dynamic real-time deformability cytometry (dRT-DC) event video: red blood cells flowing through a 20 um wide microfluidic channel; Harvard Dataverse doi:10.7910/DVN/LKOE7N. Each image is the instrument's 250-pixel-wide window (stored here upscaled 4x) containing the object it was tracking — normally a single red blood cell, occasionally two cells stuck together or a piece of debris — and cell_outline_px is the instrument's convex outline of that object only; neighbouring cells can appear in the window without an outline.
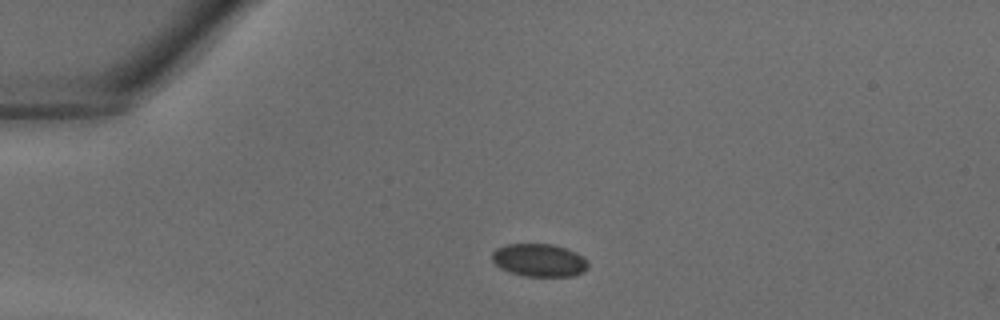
{"species": "common noctule bat (a hibernating species)", "species_latin": "Nyctalus noctula", "temperature_condition": "warm", "stored_images_in_passage": 37, "camera_frame_rate_fps": 3000, "um_per_image_px": 0.085, "animal": {"sex": "male", "body_mass_g": 18.8}, "frame": {"image": 1, "passage_image": 7, "time_ms": 2.0, "image_size_px": [1000, 320], "cell_outline_px": [[588, 268], [584, 272], [572, 276], [524, 276], [508, 272], [500, 268], [492, 260], [492, 252], [496, 248], [508, 244], [552, 244], [576, 252], [588, 260]], "centroid_in_image_um": [45.83, 22.12], "position_along_channel_um": 39.2, "area_um2": 18.5}}
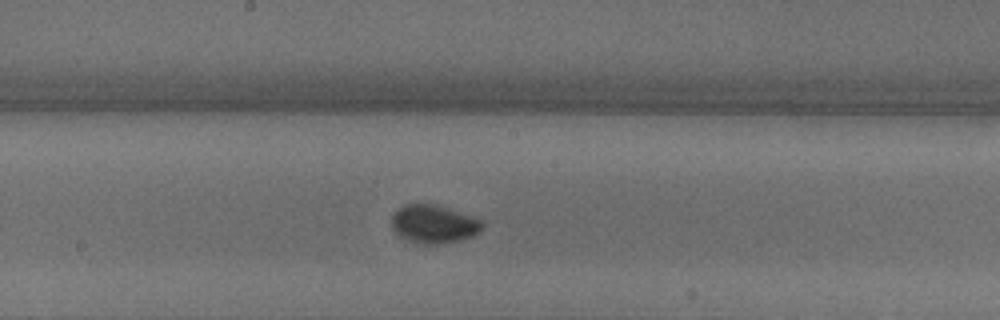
{"frame": {"image": 2, "passage_image": 19, "time_ms": 6.0, "image_size_px": [1000, 320], "cell_outline_px": [[484, 228], [480, 232], [472, 236], [460, 240], [440, 244], [420, 244], [400, 236], [392, 228], [392, 216], [396, 208], [404, 204], [436, 204], [480, 220], [484, 224]], "centroid_in_image_um": [36.85, 19.04], "position_along_channel_um": 211.3, "area_um2": 20.11}}
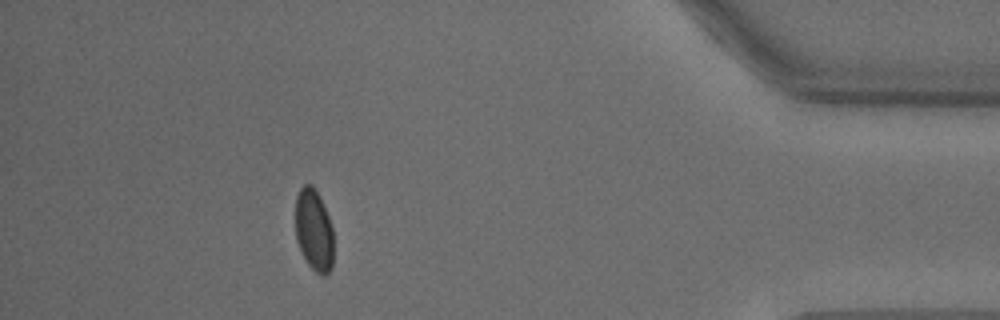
{"frame": {"image": 3, "passage_image": 33, "time_ms": 10.667, "image_size_px": [1000, 320], "cell_outline_px": [[332, 268], [324, 276], [316, 272], [308, 264], [296, 240], [296, 196], [300, 188], [304, 184], [312, 184], [320, 196], [328, 216], [332, 228]], "centroid_in_image_um": [26.67, 19.53], "position_along_channel_um": 408.5, "area_um2": 18.03}}